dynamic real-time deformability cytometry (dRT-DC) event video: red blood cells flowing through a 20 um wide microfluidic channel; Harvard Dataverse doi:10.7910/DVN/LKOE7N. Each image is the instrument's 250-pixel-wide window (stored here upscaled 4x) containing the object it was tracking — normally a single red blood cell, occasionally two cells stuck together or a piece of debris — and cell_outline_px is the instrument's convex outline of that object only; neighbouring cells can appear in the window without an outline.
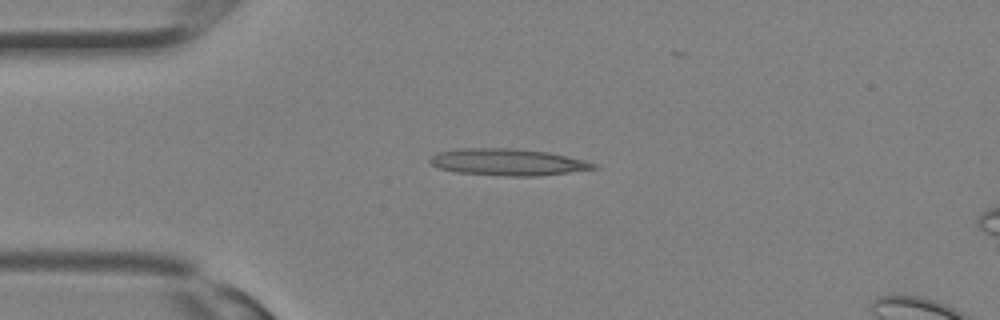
{"species": "Egyptian fruit bat (a non-hibernating species)", "species_latin": "Rousettus aegyptiacus", "temperature_condition": "room temperature", "stored_images_in_passage": 13, "camera_frame_rate_fps": 3000, "um_per_image_px": 0.085, "animal": {"sex": "female"}, "frame": {"image": 1, "passage_image": 4, "time_ms": 1.0, "image_size_px": [1000, 320], "cell_outline_px": [[600, 168], [536, 176], [508, 176], [456, 172], [436, 168], [428, 160], [432, 156], [440, 152], [460, 148], [516, 148], [548, 152], [584, 160], [596, 164]], "centroid_in_image_um": [43.15, 13.78], "position_along_channel_um": 41.9, "area_um2": 25.43}}
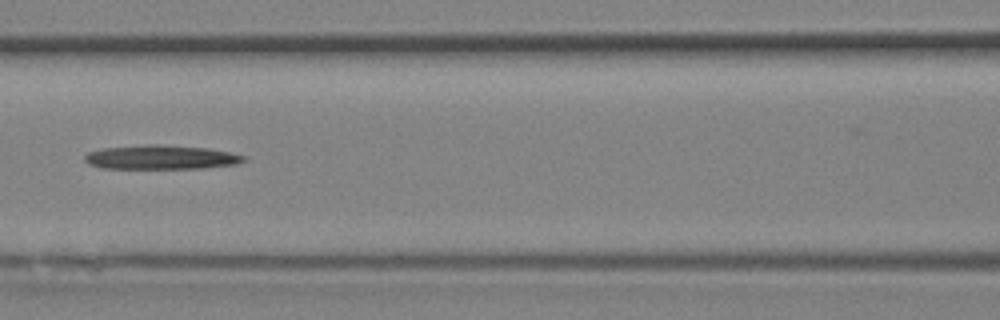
{"frame": {"image": 2, "passage_image": 10, "time_ms": 3.0, "image_size_px": [1000, 320], "cell_outline_px": [[244, 160], [236, 164], [204, 168], [104, 168], [88, 164], [84, 160], [84, 156], [88, 152], [104, 148], [148, 144], [160, 144], [208, 148], [228, 152], [244, 156]], "centroid_in_image_um": [13.65, 13.36], "position_along_channel_um": 153.0, "area_um2": 22.2}}
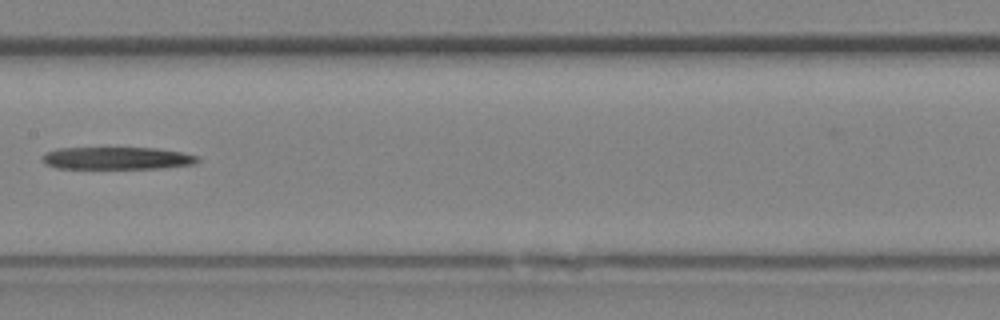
{"frame": {"image": 3, "passage_image": 12, "time_ms": 3.667, "image_size_px": [1000, 320], "cell_outline_px": [[200, 160], [196, 164], [164, 168], [56, 168], [44, 164], [40, 156], [44, 152], [60, 148], [156, 148], [180, 152], [200, 156]], "centroid_in_image_um": [9.94, 13.45], "position_along_channel_um": 197.5, "area_um2": 20.46}}